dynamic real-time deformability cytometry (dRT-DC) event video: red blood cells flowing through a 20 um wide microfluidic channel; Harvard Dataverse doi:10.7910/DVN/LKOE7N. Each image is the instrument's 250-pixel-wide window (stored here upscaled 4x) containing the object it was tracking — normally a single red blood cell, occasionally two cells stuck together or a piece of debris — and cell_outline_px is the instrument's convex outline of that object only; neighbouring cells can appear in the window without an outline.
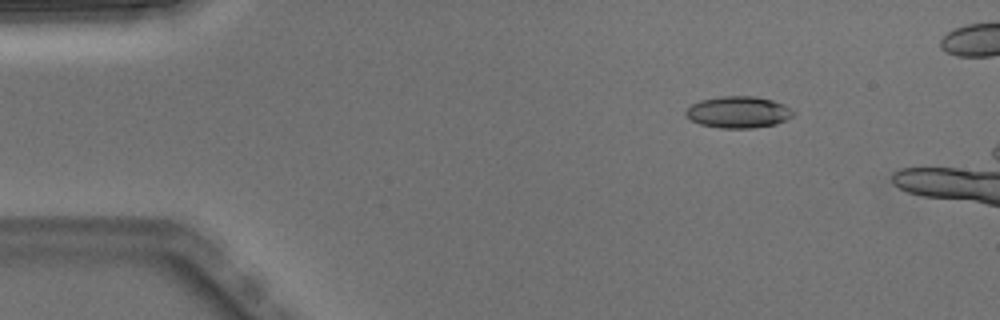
{"species": "Egyptian fruit bat (a non-hibernating species)", "species_latin": "Rousettus aegyptiacus", "temperature_condition": "warm", "stored_images_in_passage": 4, "camera_frame_rate_fps": 3000, "um_per_image_px": 0.085, "animal": {"sex": "male"}, "frame": {"image": 1, "passage_image": 2, "time_ms": 0.333, "image_size_px": [1000, 320], "cell_outline_px": [[796, 112], [792, 116], [776, 124], [752, 128], [720, 128], [700, 124], [692, 120], [684, 112], [692, 104], [700, 100], [720, 96], [756, 96], [772, 100], [784, 104]], "centroid_in_image_um": [62.77, 9.52], "position_along_channel_um": 22.2, "area_um2": 19.77}}